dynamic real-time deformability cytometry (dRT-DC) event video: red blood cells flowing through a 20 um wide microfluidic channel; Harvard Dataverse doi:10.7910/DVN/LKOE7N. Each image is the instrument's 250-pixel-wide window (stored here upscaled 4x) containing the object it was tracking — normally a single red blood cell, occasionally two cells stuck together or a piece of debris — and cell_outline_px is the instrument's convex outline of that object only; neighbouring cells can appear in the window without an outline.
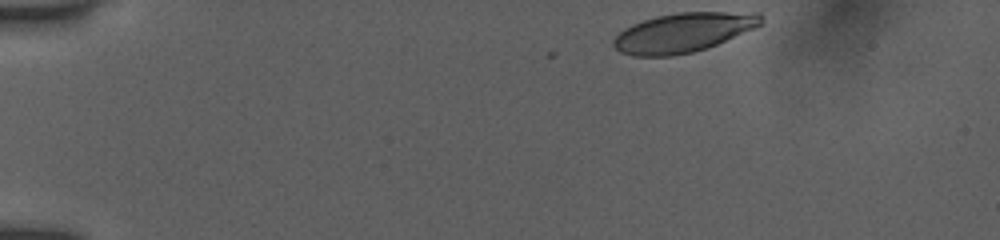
{"species": "human", "species_latin": "Homo sapiens", "temperature_condition": "room temperature", "stored_images_in_passage": 39, "camera_frame_rate_fps": 3000, "um_per_image_px": 0.085, "donor": {"sex": "female"}, "frame": {"image": 1, "passage_image": 1, "time_ms": 0.0, "image_size_px": [1000, 240], "cell_outline_px": [[764, 20], [760, 24], [752, 28], [716, 44], [692, 52], [672, 56], [632, 56], [620, 52], [612, 44], [612, 40], [624, 28], [632, 24], [656, 16], [676, 12], [760, 12], [764, 16]], "centroid_in_image_um": [58.05, 2.75], "position_along_channel_um": 27.0, "area_um2": 33.64}}
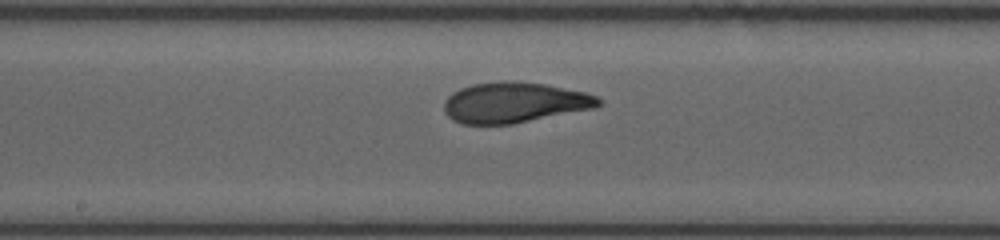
{"frame": {"image": 2, "passage_image": 22, "time_ms": 7.0, "image_size_px": [1000, 240], "cell_outline_px": [[600, 104], [592, 108], [512, 124], [464, 124], [452, 120], [444, 112], [444, 100], [452, 92], [460, 88], [472, 84], [504, 80], [512, 80], [544, 84], [584, 92], [596, 96], [600, 100]], "centroid_in_image_um": [43.65, 8.71], "position_along_channel_um": 204.6, "area_um2": 36.3}}
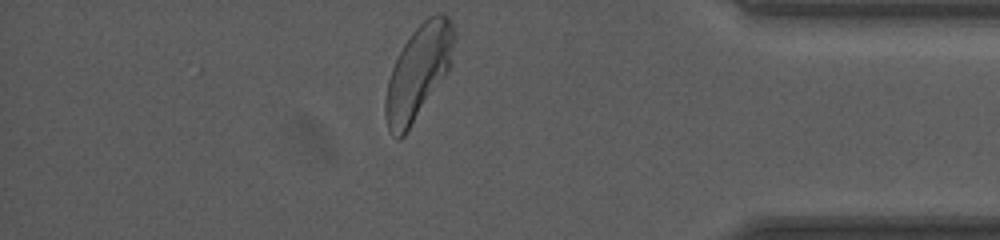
{"frame": {"image": 3, "passage_image": 39, "time_ms": 12.667, "image_size_px": [1000, 240], "cell_outline_px": [[456, 40], [448, 68], [444, 76], [404, 136], [400, 140], [396, 140], [388, 128], [384, 116], [384, 100], [388, 80], [392, 68], [404, 44], [412, 32], [428, 16], [436, 12], [444, 12], [448, 16], [456, 32]], "centroid_in_image_um": [35.55, 6.11], "position_along_channel_um": 399.7, "area_um2": 37.28}, "authors_computed_cell_mechanics": {"area_um2": 35.8938, "velocity_mm_per_s": 3.8841, "shape_relaxation_time_tau1_ms": 4.4046, "shape_relaxation_time_tau2_ms": 0.952, "deformation_change_tau1": 0.1703, "deformation_change_tau2": 0.0661}}